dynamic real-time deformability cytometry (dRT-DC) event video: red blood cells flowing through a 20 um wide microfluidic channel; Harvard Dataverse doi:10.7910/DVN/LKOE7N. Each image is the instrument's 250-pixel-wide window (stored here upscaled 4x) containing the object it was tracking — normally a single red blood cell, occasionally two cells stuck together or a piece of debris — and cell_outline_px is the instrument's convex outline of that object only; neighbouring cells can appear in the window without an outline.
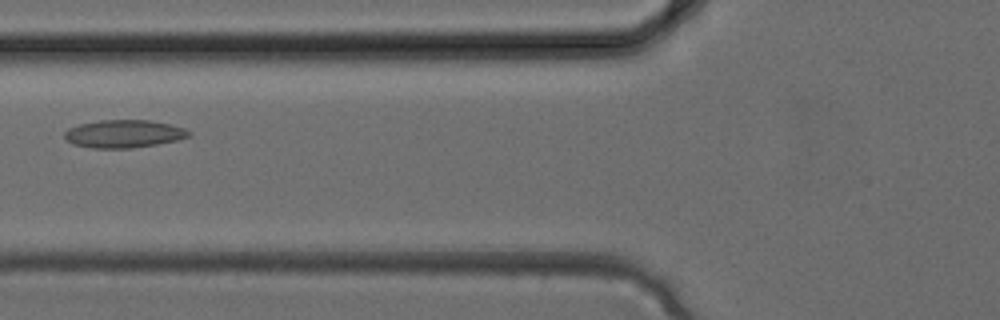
{"species": "common noctule bat (a hibernating species)", "species_latin": "Nyctalus noctula", "temperature_condition": "cold", "stored_images_in_passage": 2, "camera_frame_rate_fps": 3000, "um_per_image_px": 0.085, "animal": {"sex": "female", "body_mass_g": 24.6, "forearm_length_mm": 56.2}, "frame": {"image": 1, "passage_image": 2, "time_ms": 0.333, "image_size_px": [1000, 320], "cell_outline_px": [[192, 136], [176, 140], [156, 144], [132, 148], [92, 148], [72, 144], [64, 136], [64, 132], [68, 128], [80, 124], [100, 120], [148, 120], [168, 124], [184, 128], [192, 132]], "centroid_in_image_um": [10.53, 11.37], "position_along_channel_um": 115.3, "area_um2": 20.11}}